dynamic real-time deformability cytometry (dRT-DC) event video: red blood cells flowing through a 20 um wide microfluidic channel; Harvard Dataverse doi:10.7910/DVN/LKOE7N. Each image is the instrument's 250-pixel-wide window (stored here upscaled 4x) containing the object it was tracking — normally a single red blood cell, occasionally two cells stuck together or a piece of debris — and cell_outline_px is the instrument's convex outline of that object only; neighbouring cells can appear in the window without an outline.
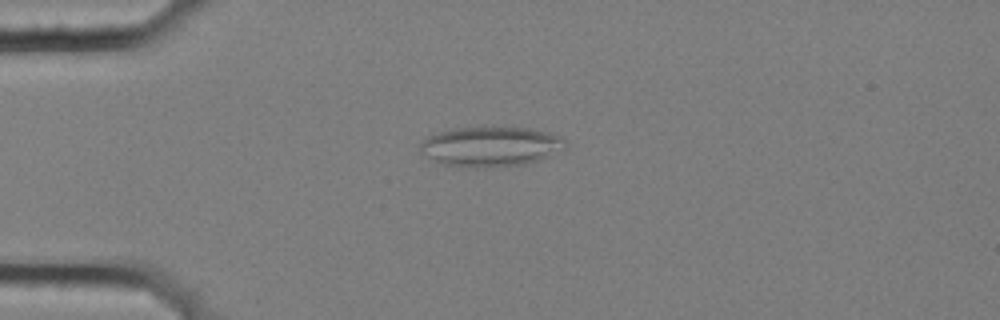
{"species": "common noctule bat (a hibernating species)", "species_latin": "Nyctalus noctula", "temperature_condition": "cold", "stored_images_in_passage": 4, "camera_frame_rate_fps": 3000, "um_per_image_px": 0.085, "animal": {"sex": "female", "body_mass_g": 25.1}, "frame": {"image": 1, "passage_image": 3, "time_ms": 0.667, "image_size_px": [1000, 320], "cell_outline_px": [[568, 148], [564, 152], [540, 160], [524, 164], [488, 168], [456, 168], [444, 164], [420, 152], [420, 144], [428, 136], [452, 128], [528, 128], [548, 132], [560, 136], [568, 144]], "centroid_in_image_um": [41.78, 12.48], "position_along_channel_um": 43.2, "area_um2": 34.16}}